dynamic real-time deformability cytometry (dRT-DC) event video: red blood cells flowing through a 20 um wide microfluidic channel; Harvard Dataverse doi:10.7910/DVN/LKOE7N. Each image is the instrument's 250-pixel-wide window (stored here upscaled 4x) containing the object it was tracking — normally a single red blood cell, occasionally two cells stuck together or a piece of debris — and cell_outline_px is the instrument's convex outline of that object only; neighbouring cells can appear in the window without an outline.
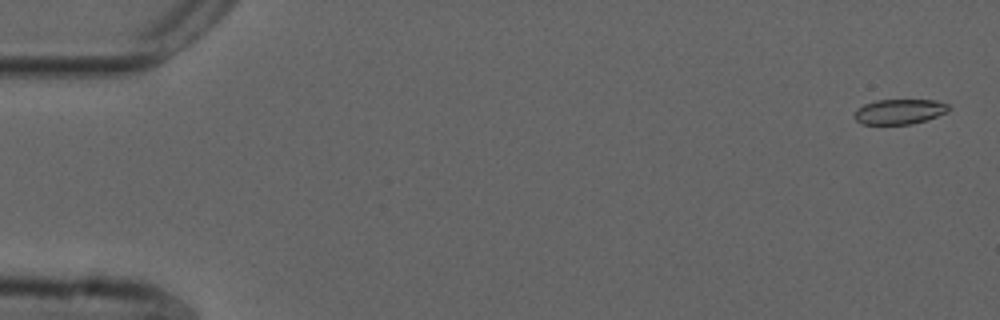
{"species": "common noctule bat (a hibernating species)", "species_latin": "Nyctalus noctula", "temperature_condition": "cold", "stored_images_in_passage": 57, "camera_frame_rate_fps": 3000, "um_per_image_px": 0.085, "animal": {"sex": "male", "forearm_length_mm": 52.5}, "frame": {"image": 1, "passage_image": 2, "time_ms": 0.333, "image_size_px": [1000, 320], "cell_outline_px": [[948, 112], [912, 124], [860, 124], [856, 120], [856, 112], [864, 104], [876, 100], [936, 100], [948, 104]], "centroid_in_image_um": [76.47, 9.48], "position_along_channel_um": 8.5, "area_um2": 13.53}}
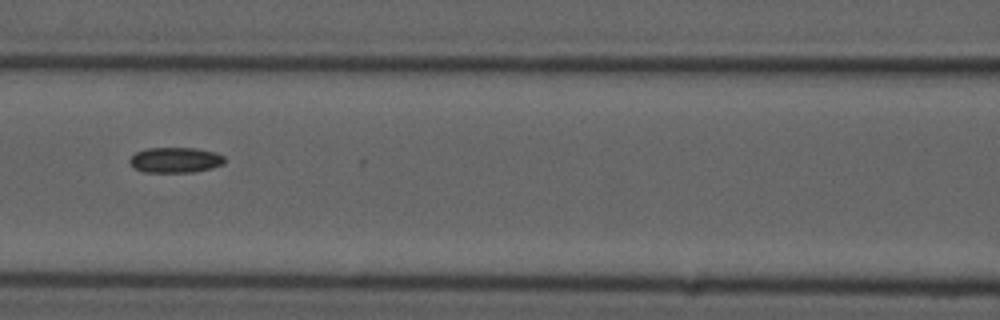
{"frame": {"image": 2, "passage_image": 25, "time_ms": 8.0, "image_size_px": [1000, 320], "cell_outline_px": [[224, 164], [212, 168], [192, 172], [144, 172], [136, 168], [128, 160], [136, 152], [148, 148], [196, 148], [216, 152], [224, 156]], "centroid_in_image_um": [14.94, 13.59], "position_along_channel_um": 151.7, "area_um2": 13.99}}
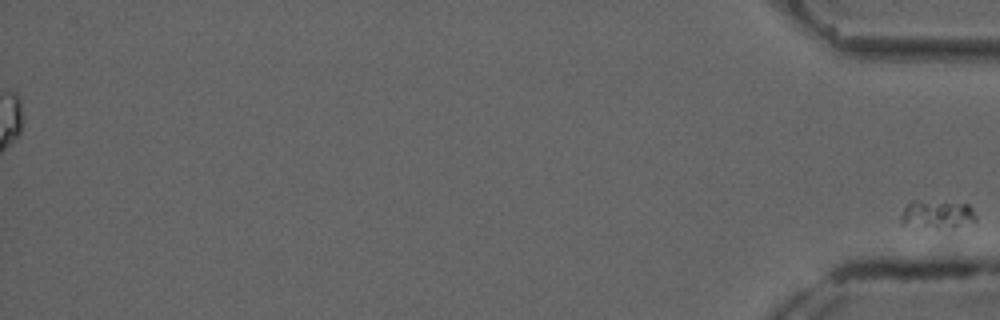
{"frame": {"image": 3, "passage_image": 57, "time_ms": 18.667, "image_size_px": [1000, 320], "cell_outline_px": [[976, 224], [952, 228], [900, 224], [900, 216], [904, 208], [908, 204], [968, 204], [972, 208], [976, 216]], "centroid_in_image_um": [79.77, 18.31], "position_along_channel_um": 355.4, "area_um2": 11.5}}